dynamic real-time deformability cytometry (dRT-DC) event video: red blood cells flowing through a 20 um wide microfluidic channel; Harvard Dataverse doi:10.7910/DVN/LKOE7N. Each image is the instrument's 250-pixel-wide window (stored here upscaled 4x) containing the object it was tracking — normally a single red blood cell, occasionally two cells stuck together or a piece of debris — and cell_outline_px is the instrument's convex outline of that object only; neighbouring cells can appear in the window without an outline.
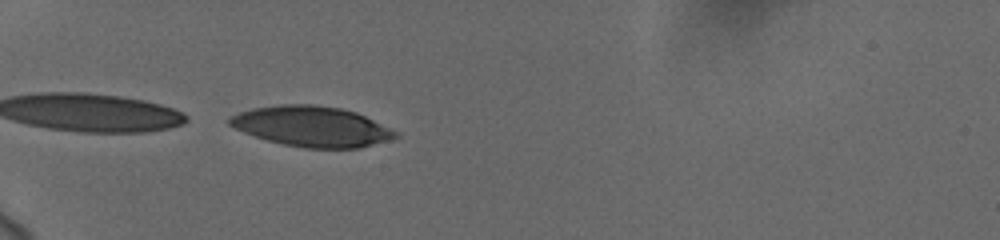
{"species": "human", "species_latin": "Homo sapiens", "temperature_condition": "cold", "stored_images_in_passage": 35, "camera_frame_rate_fps": 3000, "um_per_image_px": 0.085, "donor": {"sex": "female"}, "frame": {"image": 1, "passage_image": 6, "time_ms": 2.0, "image_size_px": [1000, 240], "cell_outline_px": [[400, 136], [392, 140], [360, 148], [304, 148], [284, 144], [268, 140], [244, 132], [228, 124], [228, 120], [232, 116], [240, 112], [252, 108], [280, 104], [316, 104], [340, 108], [356, 112], [400, 132]], "centroid_in_image_um": [26.57, 10.75], "position_along_channel_um": 58.4, "area_um2": 39.13}}
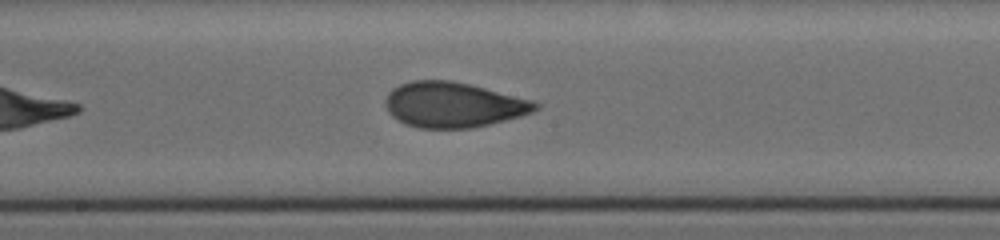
{"frame": {"image": 2, "passage_image": 18, "time_ms": 6.667, "image_size_px": [1000, 240], "cell_outline_px": [[540, 108], [532, 112], [520, 116], [472, 128], [416, 128], [404, 124], [392, 116], [388, 112], [384, 104], [384, 100], [388, 92], [392, 88], [400, 84], [412, 80], [452, 80], [536, 100], [540, 104]], "centroid_in_image_um": [38.52, 8.9], "position_along_channel_um": 209.7, "area_um2": 39.94}}
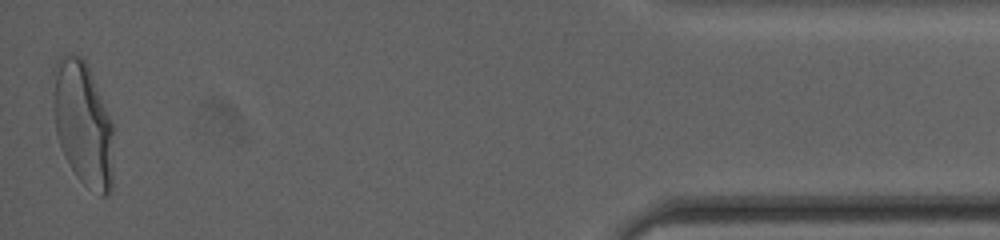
{"frame": {"image": 3, "passage_image": 35, "time_ms": 14.333, "image_size_px": [1000, 240], "cell_outline_px": [[112, 188], [108, 196], [100, 196], [88, 188], [76, 176], [64, 156], [56, 132], [52, 108], [52, 68], [56, 60], [60, 56], [68, 52], [80, 56], [84, 60], [88, 68], [112, 124]], "centroid_in_image_um": [7.0, 10.5], "position_along_channel_um": 428.2, "area_um2": 43.99}, "authors_computed_cell_mechanics": {"area_um2": 39.9398, "velocity_mm_per_s": 3.7021, "shape_relaxation_time_tau1_ms": 4.761, "shape_relaxation_time_tau2_ms": 1.0091, "deformation_change_tau1": 0.166, "deformation_change_tau2": 0.0639}}